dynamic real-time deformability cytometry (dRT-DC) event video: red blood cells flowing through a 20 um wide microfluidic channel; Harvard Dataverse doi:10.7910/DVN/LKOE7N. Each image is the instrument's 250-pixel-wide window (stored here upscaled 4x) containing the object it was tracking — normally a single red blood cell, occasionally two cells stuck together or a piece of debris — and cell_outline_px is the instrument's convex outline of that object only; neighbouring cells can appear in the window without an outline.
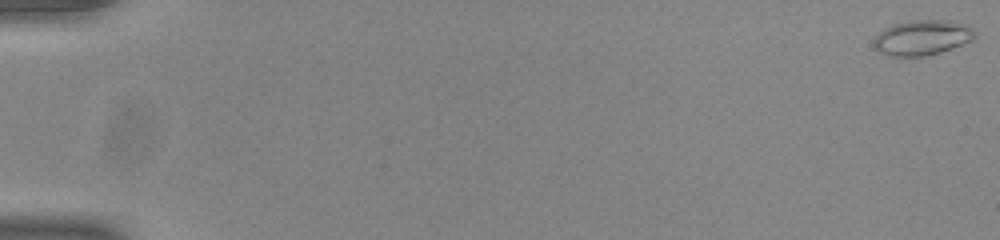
{"species": "common noctule bat (a hibernating species)", "species_latin": "Nyctalus noctula", "temperature_condition": "room temperature", "stored_images_in_passage": 55, "camera_frame_rate_fps": 3000, "um_per_image_px": 0.085, "animal": {"sex": "male", "body_mass_g": 20.0, "forearm_length_mm": 53.3}, "frame": {"image": 1, "passage_image": 1, "time_ms": 0.0, "image_size_px": [1000, 240], "cell_outline_px": [[976, 36], [972, 40], [952, 48], [940, 52], [924, 56], [888, 56], [880, 52], [872, 44], [876, 36], [884, 28], [892, 24], [908, 20], [956, 20], [972, 28], [976, 32]], "centroid_in_image_um": [78.39, 3.18], "position_along_channel_um": 6.6, "area_um2": 20.87}}
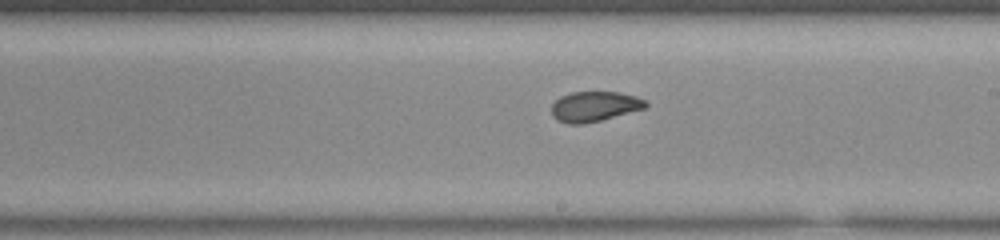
{"frame": {"image": 2, "passage_image": 33, "time_ms": 10.667, "image_size_px": [1000, 240], "cell_outline_px": [[648, 104], [644, 108], [600, 120], [584, 124], [568, 124], [556, 120], [552, 116], [552, 104], [560, 96], [572, 92], [620, 92], [636, 96], [644, 100]], "centroid_in_image_um": [50.49, 9.05], "position_along_channel_um": 238.5, "area_um2": 16.42}}
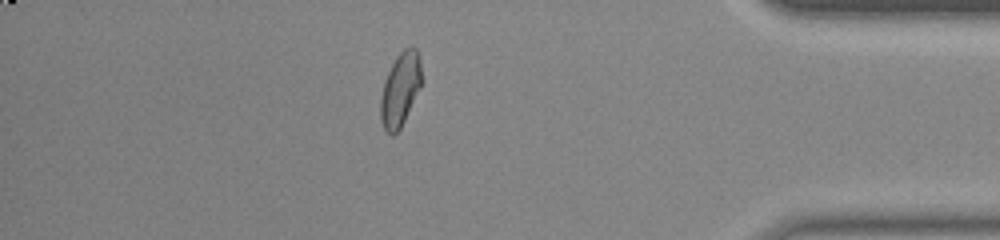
{"frame": {"image": 3, "passage_image": 48, "time_ms": 15.667, "image_size_px": [1000, 240], "cell_outline_px": [[420, 88], [400, 128], [392, 136], [384, 128], [380, 120], [380, 100], [384, 80], [396, 56], [404, 48], [416, 48], [420, 56]], "centroid_in_image_um": [34.0, 7.6], "position_along_channel_um": 401.2, "area_um2": 17.28}, "authors_computed_cell_mechanics": {"area_um2": 17.5134, "velocity_mm_per_s": 3.8941, "shape_relaxation_time_tau1_ms": 10.1955, "shape_relaxation_time_tau2_ms": 1.3529, "deformation_change_tau1": 0.2681, "deformation_change_tau2": 0.0617}}